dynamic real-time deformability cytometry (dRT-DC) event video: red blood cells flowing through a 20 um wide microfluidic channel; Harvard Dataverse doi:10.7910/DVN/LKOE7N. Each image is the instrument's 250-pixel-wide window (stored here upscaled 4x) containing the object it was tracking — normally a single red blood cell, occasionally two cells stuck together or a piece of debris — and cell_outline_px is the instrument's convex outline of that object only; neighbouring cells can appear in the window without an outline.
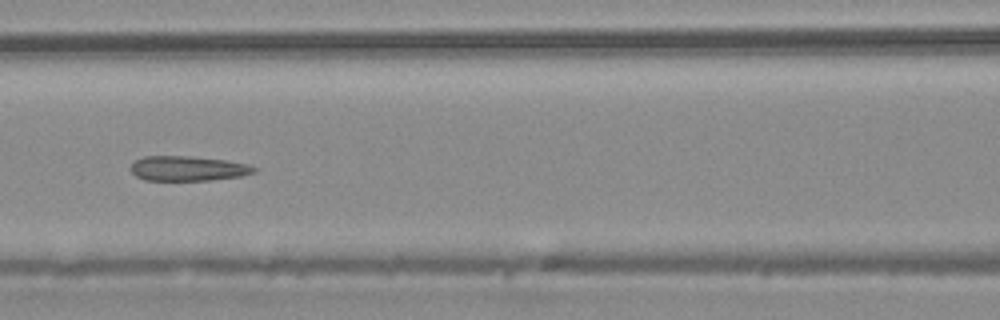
{"species": "common noctule bat (a hibernating species)", "species_latin": "Nyctalus noctula", "temperature_condition": "warm", "stored_images_in_passage": 46, "camera_frame_rate_fps": 3000, "um_per_image_px": 0.085, "animal": {"sex": "male", "body_mass_g": 20.4}, "frame": {"image": 1, "passage_image": 20, "time_ms": 6.333, "image_size_px": [1000, 320], "cell_outline_px": [[256, 172], [240, 176], [212, 180], [144, 180], [136, 176], [132, 172], [132, 164], [136, 160], [144, 156], [188, 156], [224, 160], [248, 164], [256, 168]], "centroid_in_image_um": [15.97, 14.32], "position_along_channel_um": 150.6, "area_um2": 17.69}}
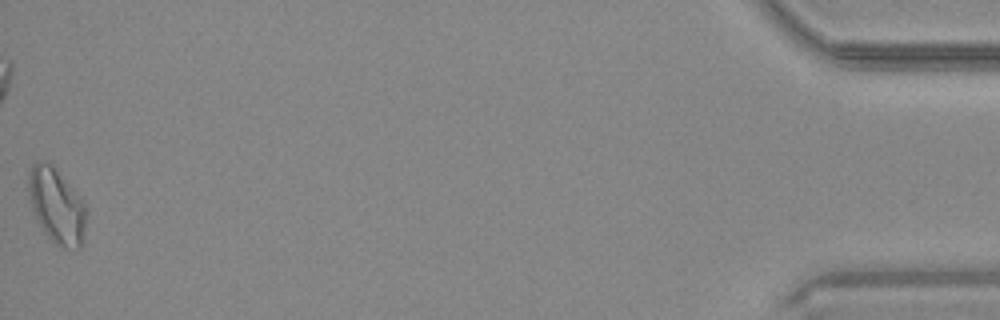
{"frame": {"image": 2, "passage_image": 46, "time_ms": 15.0, "image_size_px": [1000, 320], "cell_outline_px": [[88, 212], [84, 244], [80, 248], [60, 248], [44, 232], [32, 208], [28, 192], [28, 172], [32, 164], [36, 160], [44, 160], [52, 164], [84, 200]], "centroid_in_image_um": [4.86, 17.49], "position_along_channel_um": 430.3, "area_um2": 25.95}}